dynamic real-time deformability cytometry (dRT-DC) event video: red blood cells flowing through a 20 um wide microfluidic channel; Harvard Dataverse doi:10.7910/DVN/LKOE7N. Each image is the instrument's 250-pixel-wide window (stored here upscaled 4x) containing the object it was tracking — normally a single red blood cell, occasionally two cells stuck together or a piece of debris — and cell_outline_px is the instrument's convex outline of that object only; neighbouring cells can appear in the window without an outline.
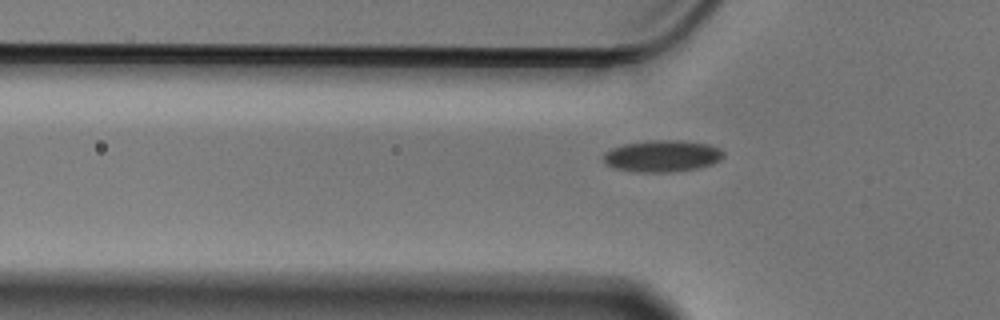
{"species": "Egyptian fruit bat (a non-hibernating species)", "species_latin": "Rousettus aegyptiacus", "temperature_condition": "cold", "stored_images_in_passage": 42, "camera_frame_rate_fps": 3000, "um_per_image_px": 0.085, "animal": {"sex": "male"}, "frame": {"image": 1, "passage_image": 7, "time_ms": 2.0, "image_size_px": [1000, 320], "cell_outline_px": [[724, 156], [720, 160], [712, 164], [700, 168], [672, 172], [636, 172], [612, 168], [604, 164], [604, 152], [612, 148], [624, 144], [652, 140], [680, 140], [708, 144], [720, 148], [724, 152]], "centroid_in_image_um": [56.29, 13.27], "position_along_channel_um": 69.5, "area_um2": 22.43}}
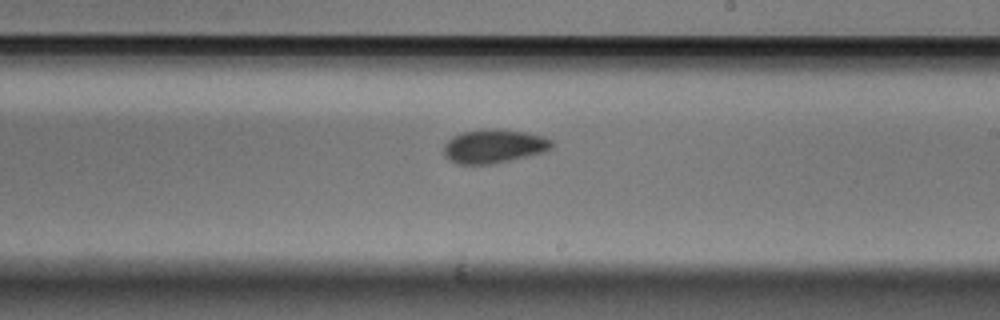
{"frame": {"image": 2, "passage_image": 22, "time_ms": 7.0, "image_size_px": [1000, 320], "cell_outline_px": [[552, 148], [544, 152], [496, 164], [456, 164], [444, 156], [444, 144], [448, 140], [460, 132], [492, 128], [496, 128], [524, 132], [544, 136], [552, 140]], "centroid_in_image_um": [41.98, 12.43], "position_along_channel_um": 247.0, "area_um2": 21.44}}
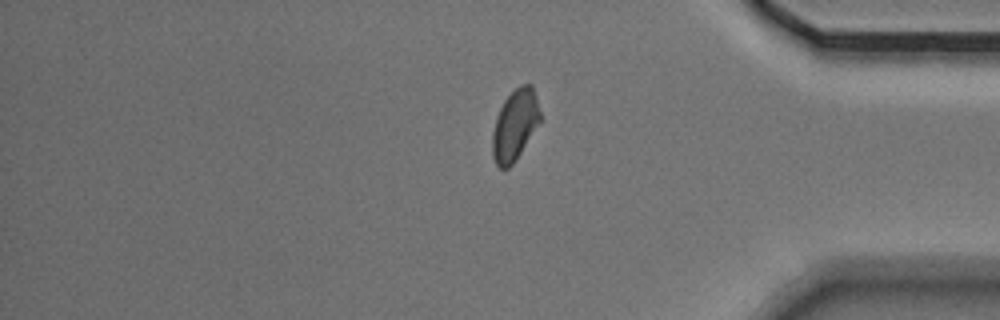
{"frame": {"image": 3, "passage_image": 36, "time_ms": 11.667, "image_size_px": [1000, 320], "cell_outline_px": [[540, 120], [520, 152], [512, 164], [508, 168], [500, 168], [496, 164], [492, 156], [492, 132], [496, 116], [504, 100], [520, 84], [532, 84], [536, 96], [540, 112]], "centroid_in_image_um": [43.74, 10.61], "position_along_channel_um": 391.5, "area_um2": 19.36}, "authors_computed_cell_mechanics": {"area_um2": 20.9236, "velocity_mm_per_s": 3.5338, "shape_relaxation_time_tau1_ms": null, "shape_relaxation_time_tau2_ms": 6.5, "deformation_change_tau1": null, "deformation_change_tau2": 0.0913}}